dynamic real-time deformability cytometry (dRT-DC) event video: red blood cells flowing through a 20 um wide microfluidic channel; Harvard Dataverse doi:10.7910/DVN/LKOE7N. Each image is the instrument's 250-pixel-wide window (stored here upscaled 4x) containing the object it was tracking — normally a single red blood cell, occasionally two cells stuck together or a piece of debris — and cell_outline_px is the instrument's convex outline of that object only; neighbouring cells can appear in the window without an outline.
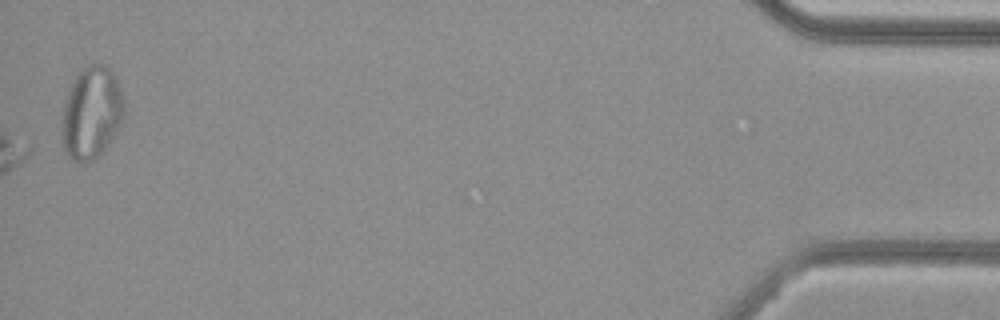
{"species": "common noctule bat (a hibernating species)", "species_latin": "Nyctalus noctula", "temperature_condition": "cold", "stored_images_in_passage": 53, "segment_of_instrument_passage": [2, 2], "camera_frame_rate_fps": 3000, "um_per_image_px": 0.085, "animal": {"sex": "female", "body_mass_g": 29.2, "forearm_length_mm": 56.3}, "frame": {"image": 1, "passage_image": 53, "time_ms": 17.333, "image_size_px": [1000, 320], "cell_outline_px": [[124, 120], [108, 144], [92, 160], [84, 164], [80, 164], [72, 160], [64, 152], [60, 136], [60, 120], [64, 100], [72, 80], [80, 68], [88, 64], [104, 64], [116, 76], [124, 100]], "centroid_in_image_um": [7.73, 9.59], "position_along_channel_um": 427.5, "area_um2": 34.45}}